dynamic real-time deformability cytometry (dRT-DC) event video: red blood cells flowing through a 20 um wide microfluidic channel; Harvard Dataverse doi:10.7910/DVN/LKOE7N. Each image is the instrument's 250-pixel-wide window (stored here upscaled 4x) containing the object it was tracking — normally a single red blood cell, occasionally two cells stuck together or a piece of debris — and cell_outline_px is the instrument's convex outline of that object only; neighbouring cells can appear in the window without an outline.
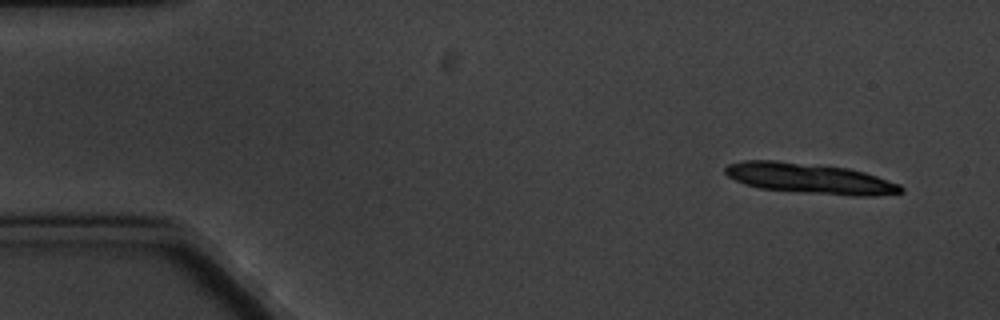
{"species": "common noctule bat (a hibernating species)", "species_latin": "Nyctalus noctula", "temperature_condition": "cold", "stored_images_in_passage": 5, "camera_frame_rate_fps": 3000, "um_per_image_px": 0.085, "animal": {"sex": "male", "body_mass_g": 20.1, "forearm_length_mm": 53.5}, "frame": {"image": 1, "passage_image": 1, "time_ms": 0.0, "image_size_px": [1000, 320], "cell_outline_px": [[904, 192], [876, 196], [852, 196], [804, 192], [760, 188], [744, 184], [728, 176], [724, 172], [724, 168], [728, 164], [744, 160], [776, 160], [820, 164], [848, 168], [864, 172], [900, 184], [904, 188]], "centroid_in_image_um": [68.85, 15.16], "position_along_channel_um": 16.2, "area_um2": 31.33}}